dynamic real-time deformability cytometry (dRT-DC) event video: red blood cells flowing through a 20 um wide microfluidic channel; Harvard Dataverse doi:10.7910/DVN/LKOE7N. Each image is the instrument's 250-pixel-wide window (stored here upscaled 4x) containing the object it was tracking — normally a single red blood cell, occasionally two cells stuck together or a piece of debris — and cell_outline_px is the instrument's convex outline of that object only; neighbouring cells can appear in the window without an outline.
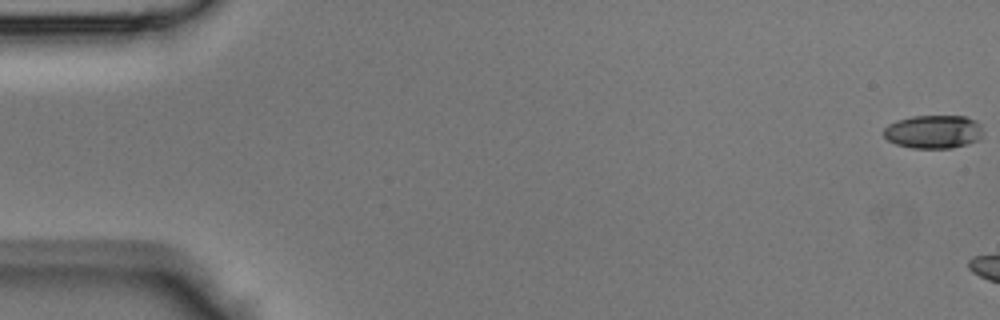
{"species": "Egyptian fruit bat (a non-hibernating species)", "species_latin": "Rousettus aegyptiacus", "temperature_condition": "room temperature", "stored_images_in_passage": 8, "camera_frame_rate_fps": 3000, "um_per_image_px": 0.085, "animal": {"sex": "male"}, "frame": {"image": 1, "passage_image": 1, "time_ms": 0.0, "image_size_px": [1000, 320], "cell_outline_px": [[984, 132], [980, 140], [968, 144], [952, 148], [912, 148], [896, 144], [888, 140], [884, 136], [884, 128], [888, 124], [896, 120], [912, 116], [964, 116], [976, 120], [980, 124]], "centroid_in_image_um": [79.38, 11.2], "position_along_channel_um": 5.6, "area_um2": 19.59}}